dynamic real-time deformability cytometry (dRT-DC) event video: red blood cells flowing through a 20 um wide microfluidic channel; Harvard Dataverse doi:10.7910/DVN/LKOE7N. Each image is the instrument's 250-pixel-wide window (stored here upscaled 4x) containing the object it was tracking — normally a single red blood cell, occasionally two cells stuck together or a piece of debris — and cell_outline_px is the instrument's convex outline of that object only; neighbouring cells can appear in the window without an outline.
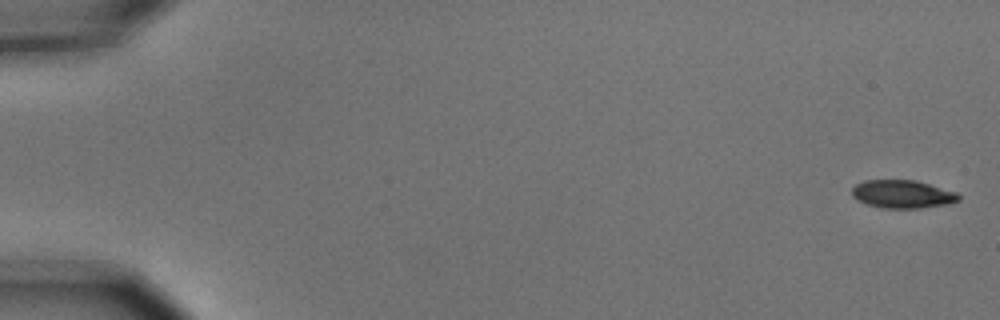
{"species": "common noctule bat (a hibernating species)", "species_latin": "Nyctalus noctula", "temperature_condition": "cold", "stored_images_in_passage": 6, "camera_frame_rate_fps": 3000, "um_per_image_px": 0.085, "animal": {"sex": "male", "body_mass_g": 15.6}, "frame": {"image": 1, "passage_image": 1, "time_ms": 0.0, "image_size_px": [1000, 320], "cell_outline_px": [[960, 200], [948, 204], [920, 208], [880, 208], [856, 200], [852, 196], [852, 188], [856, 184], [864, 180], [916, 180], [956, 192], [960, 196]], "centroid_in_image_um": [76.7, 16.5], "position_along_channel_um": 8.3, "area_um2": 17.51}}
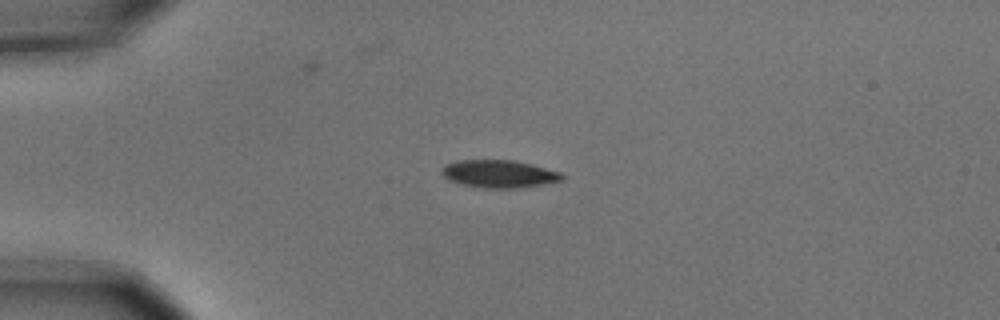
{"frame": {"image": 2, "passage_image": 4, "time_ms": 1.0, "image_size_px": [1000, 320], "cell_outline_px": [[564, 180], [516, 188], [484, 188], [460, 184], [448, 180], [440, 172], [440, 168], [444, 164], [456, 160], [512, 160], [532, 164], [560, 172], [564, 176]], "centroid_in_image_um": [42.35, 14.77], "position_along_channel_um": 42.6, "area_um2": 19.48}}
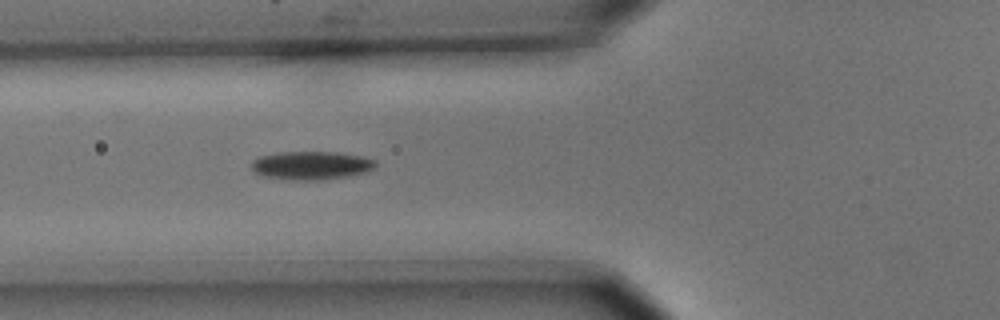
{"frame": {"image": 3, "passage_image": 6, "time_ms": 1.667, "image_size_px": [1000, 320], "cell_outline_px": [[376, 168], [368, 172], [348, 176], [320, 180], [292, 180], [264, 176], [256, 172], [252, 168], [252, 160], [260, 156], [280, 152], [336, 152], [364, 156], [376, 160]], "centroid_in_image_um": [26.52, 14.06], "position_along_channel_um": 99.3, "area_um2": 20.63}}